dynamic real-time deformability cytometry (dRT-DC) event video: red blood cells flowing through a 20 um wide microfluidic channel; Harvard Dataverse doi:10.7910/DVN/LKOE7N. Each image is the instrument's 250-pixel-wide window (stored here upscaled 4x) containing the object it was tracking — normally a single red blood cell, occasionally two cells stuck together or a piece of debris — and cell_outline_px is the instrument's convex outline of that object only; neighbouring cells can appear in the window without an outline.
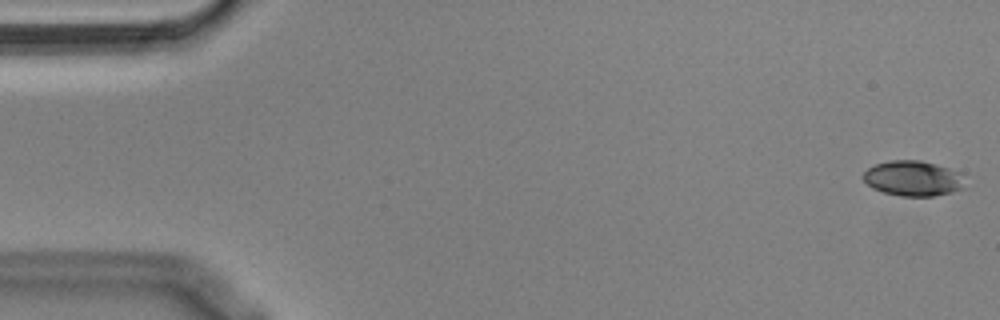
{"species": "Egyptian fruit bat (a non-hibernating species)", "species_latin": "Rousettus aegyptiacus", "temperature_condition": "cold", "stored_images_in_passage": 55, "camera_frame_rate_fps": 3000, "um_per_image_px": 0.085, "animal": {"sex": "male"}, "frame": {"image": 1, "passage_image": 1, "time_ms": 0.0, "image_size_px": [1000, 320], "cell_outline_px": [[964, 188], [952, 192], [932, 196], [900, 196], [884, 192], [872, 188], [860, 176], [868, 168], [876, 164], [892, 160], [920, 160], [948, 168], [960, 172]], "centroid_in_image_um": [77.58, 15.16], "position_along_channel_um": 7.4, "area_um2": 20.75}}
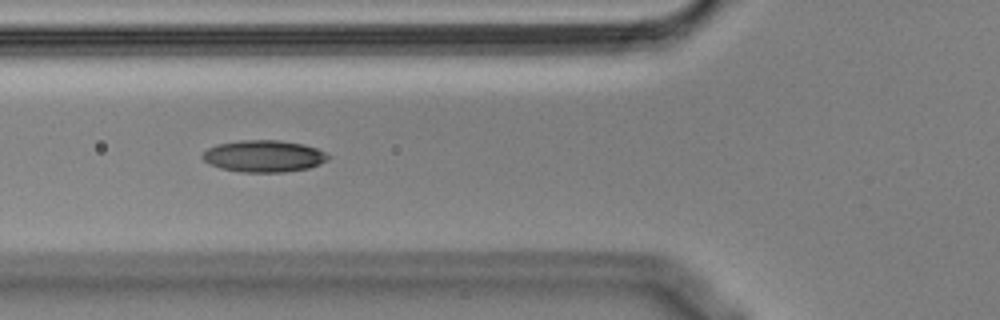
{"frame": {"image": 2, "passage_image": 20, "time_ms": 6.333, "image_size_px": [1000, 320], "cell_outline_px": [[332, 156], [328, 160], [320, 164], [308, 168], [284, 172], [240, 172], [220, 168], [208, 164], [200, 156], [208, 148], [216, 144], [240, 140], [280, 140], [304, 144], [316, 148]], "centroid_in_image_um": [22.42, 13.27], "position_along_channel_um": 103.4, "area_um2": 23.52}}
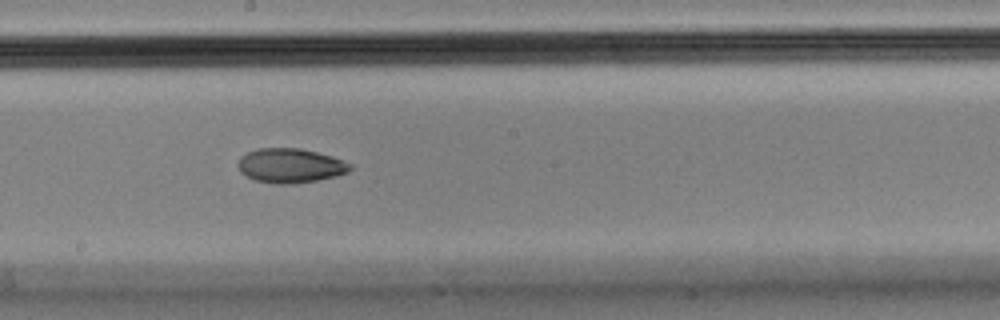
{"frame": {"image": 3, "passage_image": 30, "time_ms": 9.667, "image_size_px": [1000, 320], "cell_outline_px": [[352, 168], [348, 172], [336, 176], [316, 180], [292, 184], [272, 184], [256, 180], [240, 172], [240, 156], [256, 148], [300, 148], [332, 156], [352, 164]], "centroid_in_image_um": [24.7, 14.08], "position_along_channel_um": 223.5, "area_um2": 22.37}, "authors_computed_cell_mechanics": {"area_um2": 22.3686, "velocity_mm_per_s": 3.5878, "shape_relaxation_time_tau1_ms": null, "shape_relaxation_time_tau2_ms": 6.443, "deformation_change_tau1": null, "deformation_change_tau2": 0.1079}}